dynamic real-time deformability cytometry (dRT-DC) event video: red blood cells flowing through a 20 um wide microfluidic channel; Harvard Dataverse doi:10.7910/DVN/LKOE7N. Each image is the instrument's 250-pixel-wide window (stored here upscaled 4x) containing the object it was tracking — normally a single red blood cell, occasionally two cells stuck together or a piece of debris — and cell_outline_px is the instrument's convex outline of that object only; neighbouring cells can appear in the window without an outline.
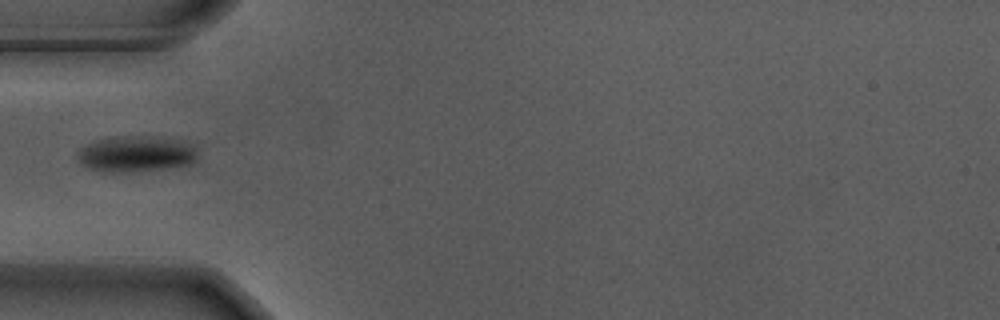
{"species": "Egyptian fruit bat (a non-hibernating species)", "species_latin": "Rousettus aegyptiacus", "temperature_condition": "warm", "stored_images_in_passage": 23, "camera_frame_rate_fps": 3000, "um_per_image_px": 0.085, "animal": {"sex": "male"}, "frame": {"image": 1, "passage_image": 1, "time_ms": 0.0, "image_size_px": [1000, 320], "cell_outline_px": [[196, 160], [188, 164], [164, 168], [124, 172], [108, 172], [92, 168], [80, 164], [76, 156], [76, 152], [80, 148], [96, 140], [116, 136], [136, 136], [184, 140], [196, 144]], "centroid_in_image_um": [11.56, 13.07], "position_along_channel_um": 73.4, "area_um2": 25.09}}